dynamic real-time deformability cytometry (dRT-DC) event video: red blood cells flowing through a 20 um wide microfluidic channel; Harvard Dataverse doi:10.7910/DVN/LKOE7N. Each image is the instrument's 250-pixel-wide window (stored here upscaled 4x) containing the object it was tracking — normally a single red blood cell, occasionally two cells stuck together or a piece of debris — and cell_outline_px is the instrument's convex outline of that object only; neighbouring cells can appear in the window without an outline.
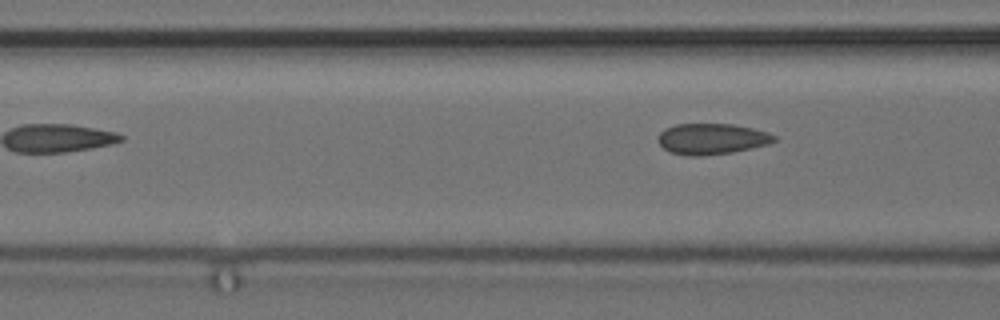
{"species": "common noctule bat (a hibernating species)", "species_latin": "Nyctalus noctula", "temperature_condition": "cold", "stored_images_in_passage": 5, "camera_frame_rate_fps": 3000, "um_per_image_px": 0.085, "animal": {"sex": "female", "body_mass_g": 24.6, "forearm_length_mm": 56.2}, "frame": {"image": 1, "passage_image": 5, "time_ms": 1.333, "image_size_px": [1000, 320], "cell_outline_px": [[776, 140], [768, 144], [732, 152], [704, 156], [692, 156], [668, 152], [656, 140], [660, 132], [664, 128], [676, 124], [732, 124], [752, 128], [768, 132], [776, 136]], "centroid_in_image_um": [60.46, 11.8], "position_along_channel_um": 106.1, "area_um2": 20.98}}